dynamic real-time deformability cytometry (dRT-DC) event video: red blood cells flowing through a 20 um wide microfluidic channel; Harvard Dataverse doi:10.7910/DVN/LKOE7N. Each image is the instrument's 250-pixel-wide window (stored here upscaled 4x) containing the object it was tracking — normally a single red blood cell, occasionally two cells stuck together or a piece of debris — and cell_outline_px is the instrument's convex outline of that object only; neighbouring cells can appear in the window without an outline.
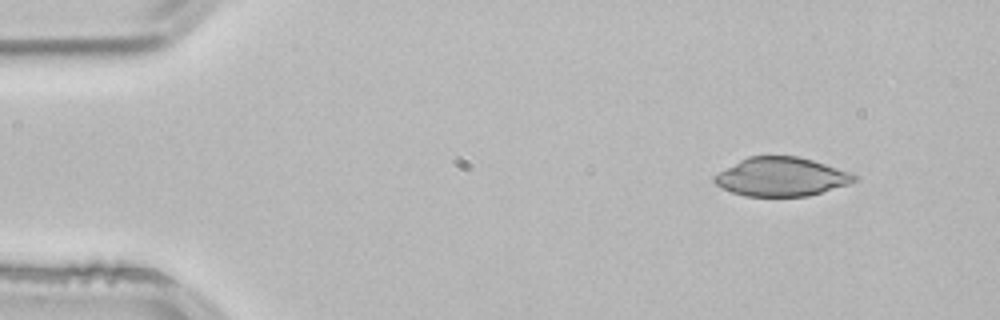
{"species": "common noctule bat (a hibernating species)", "species_latin": "Nyctalus noctula", "temperature_condition": "room temperature", "stored_images_in_passage": 4, "camera_frame_rate_fps": 3000, "um_per_image_px": 0.085, "animal": {"sex": "male", "body_mass_g": 21.5, "forearm_length_mm": 52.0}, "frame": {"image": 1, "passage_image": 1, "time_ms": 0.0, "image_size_px": [1000, 320], "cell_outline_px": [[856, 180], [848, 184], [808, 196], [744, 196], [720, 188], [712, 180], [720, 172], [740, 160], [748, 156], [796, 156], [812, 160], [824, 164], [856, 176]], "centroid_in_image_um": [66.35, 15.04], "position_along_channel_um": 18.6, "area_um2": 30.98}}